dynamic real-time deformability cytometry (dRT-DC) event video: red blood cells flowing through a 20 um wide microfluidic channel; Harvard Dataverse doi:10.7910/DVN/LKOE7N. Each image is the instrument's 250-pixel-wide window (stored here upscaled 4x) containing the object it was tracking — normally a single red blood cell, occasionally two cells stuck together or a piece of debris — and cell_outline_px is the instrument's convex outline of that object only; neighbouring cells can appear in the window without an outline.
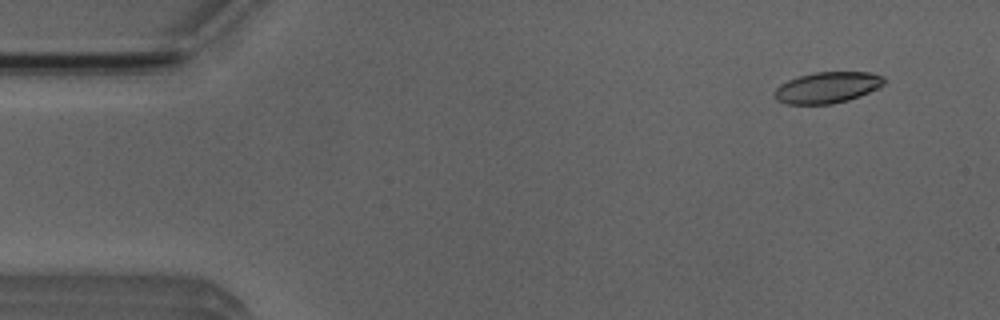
{"species": "Egyptian fruit bat (a non-hibernating species)", "species_latin": "Rousettus aegyptiacus", "temperature_condition": "room temperature", "stored_images_in_passage": 49, "camera_frame_rate_fps": 3000, "um_per_image_px": 0.085, "animal": {"sex": "male"}, "frame": {"image": 1, "passage_image": 1, "time_ms": 0.0, "image_size_px": [1000, 320], "cell_outline_px": [[888, 80], [880, 88], [848, 100], [832, 104], [788, 104], [776, 100], [772, 96], [772, 92], [780, 84], [788, 80], [800, 76], [816, 72], [872, 72], [884, 76]], "centroid_in_image_um": [70.34, 7.44], "position_along_channel_um": 14.7, "area_um2": 20.17}}
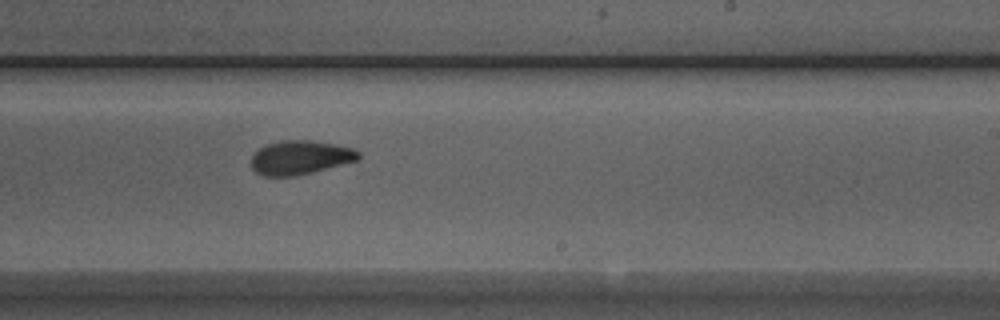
{"frame": {"image": 2, "passage_image": 28, "time_ms": 9.0, "image_size_px": [1000, 320], "cell_outline_px": [[360, 156], [356, 160], [312, 172], [296, 176], [264, 176], [256, 172], [252, 168], [252, 156], [260, 148], [268, 144], [284, 140], [312, 140], [336, 144], [352, 148], [360, 152]], "centroid_in_image_um": [25.52, 13.38], "position_along_channel_um": 263.5, "area_um2": 20.98}}
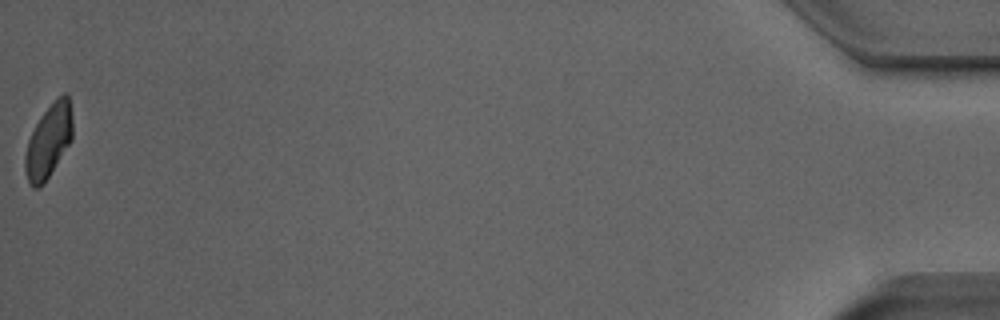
{"frame": {"image": 3, "passage_image": 49, "time_ms": 16.0, "image_size_px": [1000, 320], "cell_outline_px": [[72, 140], [44, 184], [36, 188], [32, 188], [28, 180], [24, 168], [24, 156], [28, 140], [40, 116], [56, 96], [64, 92], [68, 96], [72, 116]], "centroid_in_image_um": [4.13, 11.97], "position_along_channel_um": 431.1, "area_um2": 20.46}, "authors_computed_cell_mechanics": {"area_um2": 20.9236, "velocity_mm_per_s": 3.9184, "shape_relaxation_time_tau1_ms": 4.5963, "shape_relaxation_time_tau2_ms": 3.6373, "deformation_change_tau1": 0.1439, "deformation_change_tau2": 0.0941}}